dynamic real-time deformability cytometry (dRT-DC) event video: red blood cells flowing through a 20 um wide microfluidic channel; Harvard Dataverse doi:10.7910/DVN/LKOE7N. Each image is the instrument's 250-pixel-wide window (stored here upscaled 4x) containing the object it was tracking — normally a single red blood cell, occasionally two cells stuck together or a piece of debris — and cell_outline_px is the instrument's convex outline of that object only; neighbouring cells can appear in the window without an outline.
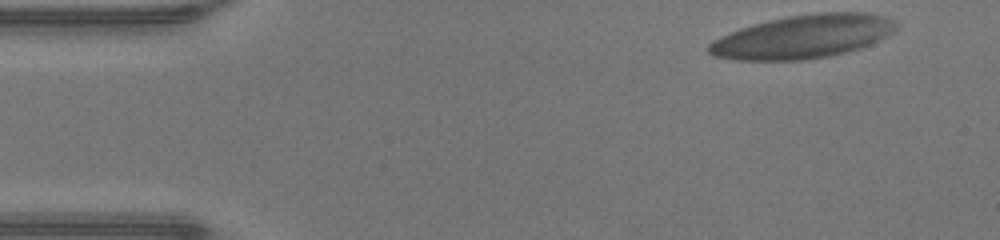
{"species": "human", "species_latin": "Homo sapiens", "temperature_condition": "warm", "stored_images_in_passage": 47, "camera_frame_rate_fps": 3000, "um_per_image_px": 0.085, "donor": {"sex": "male"}, "frame": {"image": 1, "passage_image": 1, "time_ms": 0.0, "image_size_px": [1000, 240], "cell_outline_px": [[900, 24], [892, 32], [860, 48], [828, 56], [804, 60], [736, 60], [712, 56], [708, 52], [708, 44], [720, 36], [740, 28], [752, 24], [768, 20], [788, 16], [816, 12], [868, 12], [888, 16]], "centroid_in_image_um": [68.24, 3.1], "position_along_channel_um": 16.8, "area_um2": 47.45}}
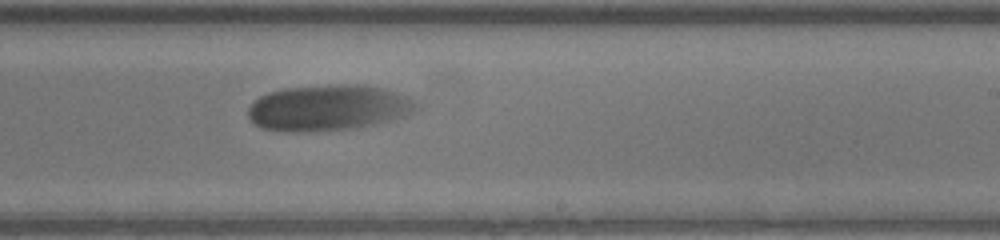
{"frame": {"image": 2, "passage_image": 27, "time_ms": 8.667, "image_size_px": [1000, 240], "cell_outline_px": [[416, 112], [408, 116], [376, 124], [356, 128], [316, 132], [292, 132], [260, 128], [252, 124], [248, 116], [248, 108], [260, 96], [268, 92], [284, 88], [340, 84], [364, 84], [388, 88], [404, 92], [416, 104]], "centroid_in_image_um": [27.96, 9.16], "position_along_channel_um": 261.0, "area_um2": 45.95}}
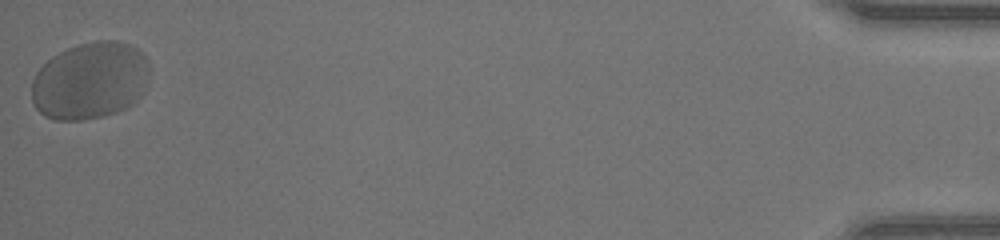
{"frame": {"image": 3, "passage_image": 47, "time_ms": 15.333, "image_size_px": [1000, 240], "cell_outline_px": [[148, 68], [144, 92], [128, 108], [116, 112], [84, 120], [56, 120], [44, 116], [32, 104], [32, 80], [36, 72], [52, 56], [68, 48], [80, 44], [96, 40], [116, 40], [128, 44], [136, 48], [148, 60]], "centroid_in_image_um": [7.64, 6.87], "position_along_channel_um": 427.6, "area_um2": 53.06}, "authors_computed_cell_mechanics": {"area_um2": 46.1822, "velocity_mm_per_s": 4.0578, "shape_relaxation_time_tau1_ms": 2.2978, "shape_relaxation_time_tau2_ms": null, "deformation_change_tau1": 0.1481, "deformation_change_tau2": null}}